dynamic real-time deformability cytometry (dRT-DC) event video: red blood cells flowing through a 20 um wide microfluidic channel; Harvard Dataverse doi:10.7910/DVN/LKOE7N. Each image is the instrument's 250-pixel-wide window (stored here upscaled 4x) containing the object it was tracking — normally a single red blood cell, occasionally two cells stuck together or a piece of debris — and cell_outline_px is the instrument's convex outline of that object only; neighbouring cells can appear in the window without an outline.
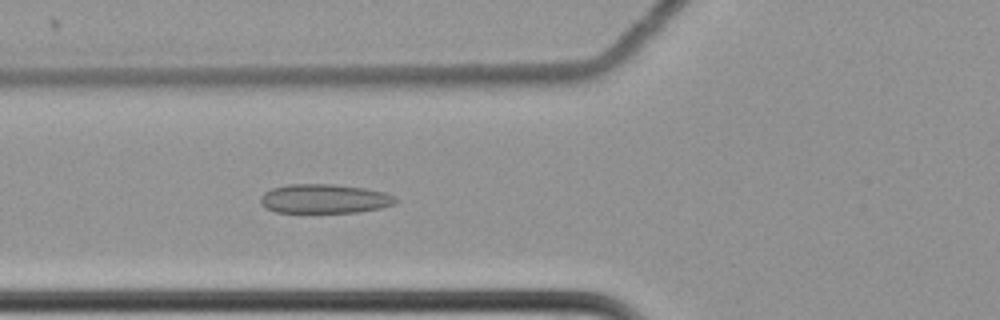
{"species": "common noctule bat (a hibernating species)", "species_latin": "Nyctalus noctula", "temperature_condition": "cold", "stored_images_in_passage": 62, "camera_frame_rate_fps": 3000, "um_per_image_px": 0.085, "animal": {"sex": "female", "body_mass_g": 22.7, "forearm_length_mm": 54.2}, "frame": {"image": 1, "passage_image": 25, "time_ms": 8.0, "image_size_px": [1000, 320], "cell_outline_px": [[400, 200], [392, 204], [380, 208], [356, 212], [276, 212], [260, 204], [260, 196], [264, 192], [272, 188], [288, 184], [332, 184], [364, 188], [384, 192], [396, 196]], "centroid_in_image_um": [27.57, 16.88], "position_along_channel_um": 98.2, "area_um2": 22.95}}
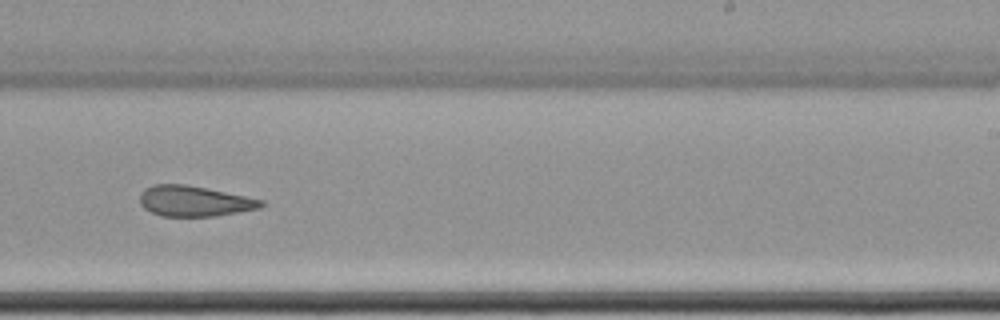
{"frame": {"image": 2, "passage_image": 40, "time_ms": 13.0, "image_size_px": [1000, 320], "cell_outline_px": [[264, 204], [260, 208], [240, 212], [212, 216], [160, 216], [144, 208], [140, 204], [140, 192], [144, 188], [152, 184], [188, 184], [208, 188], [264, 200]], "centroid_in_image_um": [16.49, 17.08], "position_along_channel_um": 272.5, "area_um2": 21.73}}
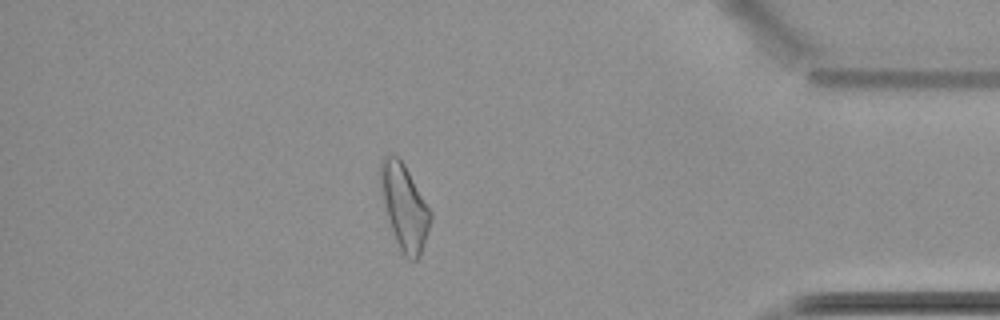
{"frame": {"image": 3, "passage_image": 54, "time_ms": 17.667, "image_size_px": [1000, 320], "cell_outline_px": [[432, 220], [420, 256], [416, 260], [408, 260], [400, 252], [388, 220], [380, 184], [380, 164], [384, 156], [388, 152], [396, 156], [404, 164], [432, 212]], "centroid_in_image_um": [34.38, 17.61], "position_along_channel_um": 400.8, "area_um2": 24.8}, "authors_computed_cell_mechanics": {"area_um2": 23.9292, "velocity_mm_per_s": 3.485, "shape_relaxation_time_tau1_ms": null, "shape_relaxation_time_tau2_ms": 3.1687, "deformation_change_tau1": null, "deformation_change_tau2": 0.1244}}